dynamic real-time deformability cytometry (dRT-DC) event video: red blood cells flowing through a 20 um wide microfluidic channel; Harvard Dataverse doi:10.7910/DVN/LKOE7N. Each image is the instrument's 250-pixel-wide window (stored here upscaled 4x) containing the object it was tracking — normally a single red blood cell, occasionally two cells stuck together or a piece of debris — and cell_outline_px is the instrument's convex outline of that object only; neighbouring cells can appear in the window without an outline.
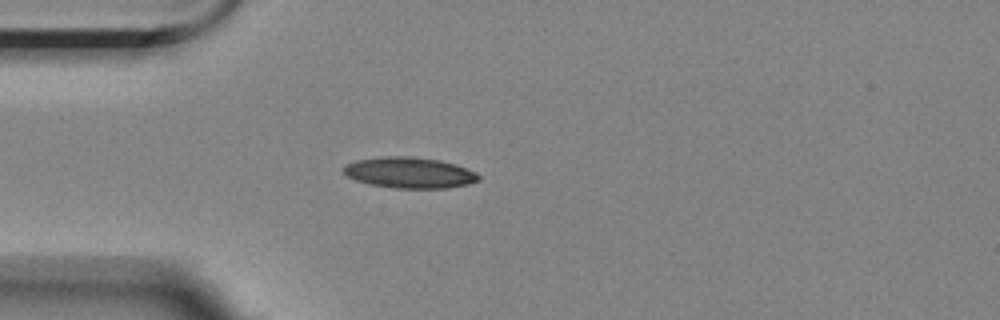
{"species": "Egyptian fruit bat (a non-hibernating species)", "species_latin": "Rousettus aegyptiacus", "temperature_condition": "room temperature", "stored_images_in_passage": 4, "camera_frame_rate_fps": 3000, "um_per_image_px": 0.085, "animal": {"sex": "female"}, "frame": {"image": 1, "passage_image": 4, "time_ms": 3.333, "image_size_px": [1000, 320], "cell_outline_px": [[480, 180], [468, 184], [448, 188], [396, 188], [372, 184], [356, 180], [348, 176], [344, 172], [344, 164], [356, 160], [384, 156], [412, 156], [440, 160], [456, 164], [476, 172], [480, 176]], "centroid_in_image_um": [34.84, 14.67], "position_along_channel_um": 50.2, "area_um2": 24.33}}